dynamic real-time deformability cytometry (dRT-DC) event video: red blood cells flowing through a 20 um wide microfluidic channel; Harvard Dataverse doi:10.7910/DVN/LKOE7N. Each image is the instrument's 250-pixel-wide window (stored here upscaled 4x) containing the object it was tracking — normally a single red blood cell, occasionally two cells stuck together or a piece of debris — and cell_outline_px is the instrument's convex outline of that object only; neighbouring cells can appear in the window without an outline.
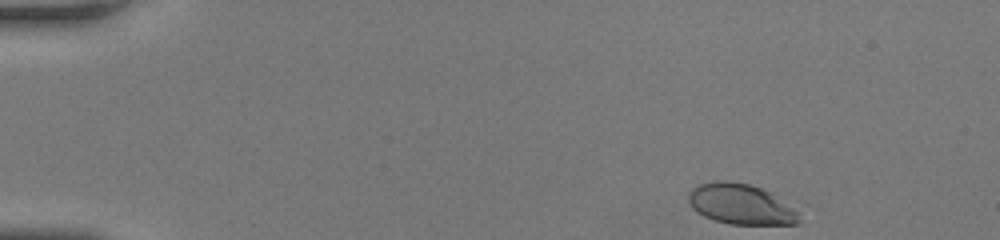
{"species": "human", "species_latin": "Homo sapiens", "temperature_condition": "room temperature", "stored_images_in_passage": 39, "camera_frame_rate_fps": 3000, "um_per_image_px": 0.085, "donor": {"sex": "female"}, "frame": {"image": 1, "passage_image": 1, "time_ms": 0.0, "image_size_px": [1000, 240], "cell_outline_px": [[800, 220], [796, 224], [732, 224], [716, 220], [704, 216], [696, 212], [692, 208], [688, 200], [688, 192], [696, 184], [716, 180], [724, 180], [748, 184], [772, 192], [800, 212]], "centroid_in_image_um": [62.96, 17.34], "position_along_channel_um": 22.0, "area_um2": 26.3}}
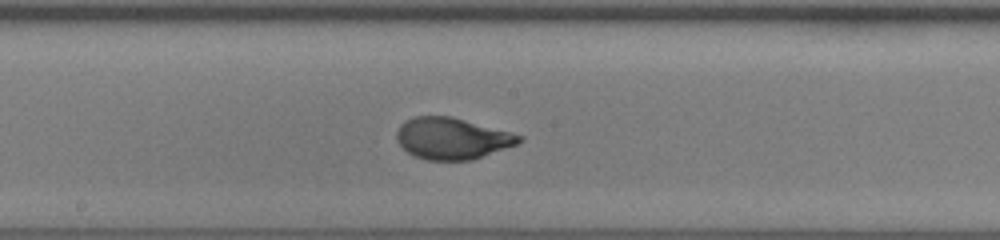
{"frame": {"image": 2, "passage_image": 23, "time_ms": 7.333, "image_size_px": [1000, 240], "cell_outline_px": [[524, 140], [516, 144], [472, 160], [428, 160], [416, 156], [408, 152], [396, 140], [396, 132], [400, 124], [404, 120], [412, 116], [452, 116], [512, 132], [524, 136]], "centroid_in_image_um": [38.42, 11.75], "position_along_channel_um": 209.8, "area_um2": 29.71}}
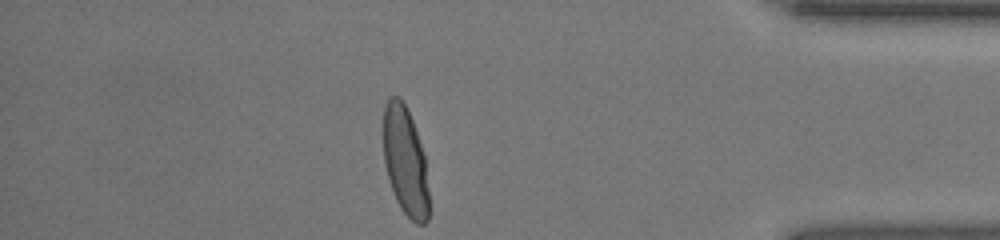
{"frame": {"image": 3, "passage_image": 39, "time_ms": 12.667, "image_size_px": [1000, 240], "cell_outline_px": [[428, 220], [424, 224], [416, 224], [400, 208], [396, 200], [388, 180], [384, 164], [384, 104], [388, 96], [400, 96], [412, 120], [424, 152], [428, 188]], "centroid_in_image_um": [34.44, 13.7], "position_along_channel_um": 400.8, "area_um2": 28.9}, "authors_computed_cell_mechanics": {"area_um2": 28.9578, "velocity_mm_per_s": 4.1664, "shape_relaxation_time_tau1_ms": 3.0536, "shape_relaxation_time_tau2_ms": null, "deformation_change_tau1": 0.199, "deformation_change_tau2": null}}